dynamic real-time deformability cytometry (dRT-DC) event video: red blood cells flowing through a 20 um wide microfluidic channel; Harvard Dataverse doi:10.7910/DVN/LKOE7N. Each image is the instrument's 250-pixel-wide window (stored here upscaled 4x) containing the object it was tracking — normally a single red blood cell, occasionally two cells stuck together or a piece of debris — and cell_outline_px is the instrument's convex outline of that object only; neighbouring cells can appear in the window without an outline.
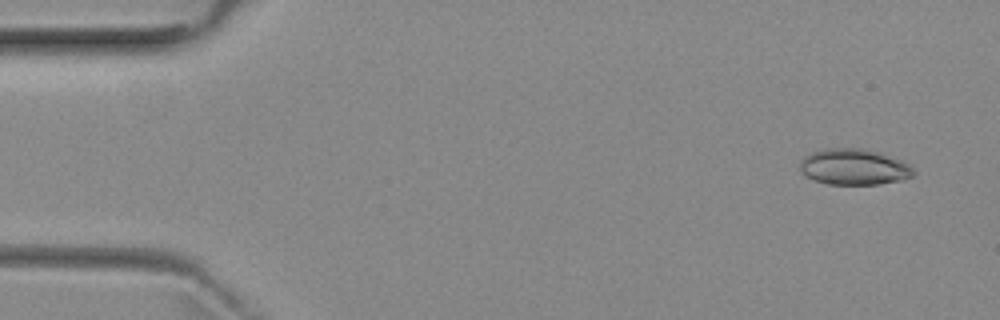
{"species": "common noctule bat (a hibernating species)", "species_latin": "Nyctalus noctula", "temperature_condition": "room temperature", "stored_images_in_passage": 5, "camera_frame_rate_fps": 3000, "um_per_image_px": 0.085, "animal": {"sex": "female", "body_mass_g": 29.2, "forearm_length_mm": 56.3}, "frame": {"image": 1, "passage_image": 1, "time_ms": 0.0, "image_size_px": [1000, 320], "cell_outline_px": [[916, 172], [912, 176], [904, 180], [880, 184], [828, 184], [804, 176], [800, 168], [800, 160], [804, 156], [812, 152], [824, 148], [860, 148], [880, 152], [900, 160], [908, 164]], "centroid_in_image_um": [72.58, 14.18], "position_along_channel_um": 12.4, "area_um2": 23.93}}
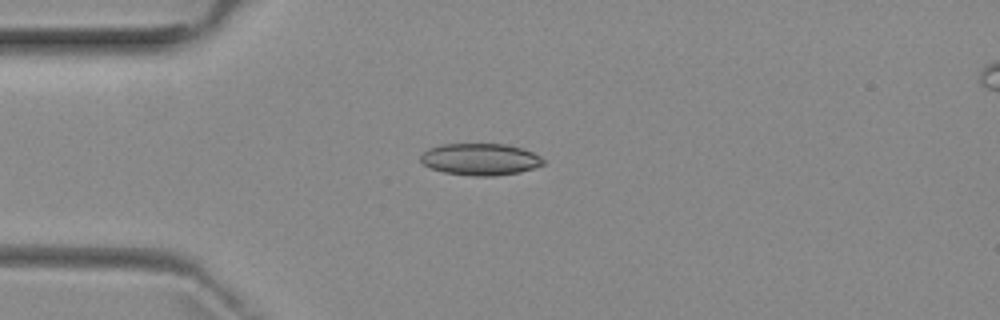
{"frame": {"image": 2, "passage_image": 4, "time_ms": 3.333, "image_size_px": [1000, 320], "cell_outline_px": [[544, 164], [520, 172], [496, 176], [472, 176], [444, 172], [432, 168], [424, 164], [420, 160], [420, 156], [428, 148], [440, 144], [504, 144], [520, 148], [532, 152], [540, 156], [544, 160]], "centroid_in_image_um": [40.81, 13.54], "position_along_channel_um": 44.2, "area_um2": 22.66}}